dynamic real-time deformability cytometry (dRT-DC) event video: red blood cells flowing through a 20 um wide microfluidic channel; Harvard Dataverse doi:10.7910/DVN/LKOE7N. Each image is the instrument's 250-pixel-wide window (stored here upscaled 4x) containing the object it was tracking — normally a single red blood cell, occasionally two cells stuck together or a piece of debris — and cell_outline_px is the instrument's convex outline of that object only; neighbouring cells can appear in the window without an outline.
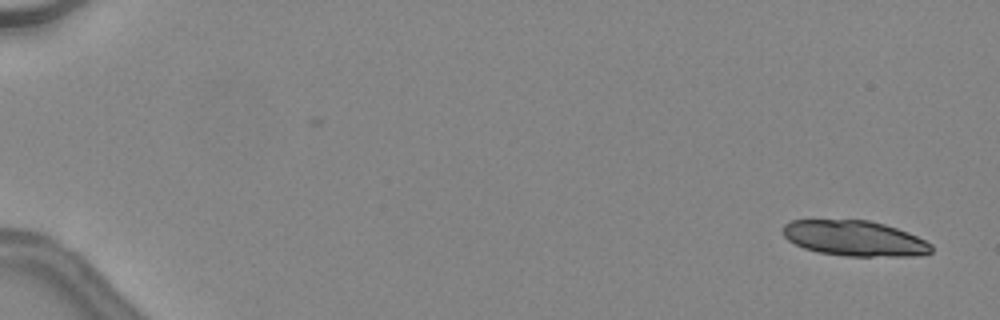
{"species": "common noctule bat (a hibernating species)", "species_latin": "Nyctalus noctula", "temperature_condition": "warm", "stored_images_in_passage": 24, "camera_frame_rate_fps": 3000, "um_per_image_px": 0.085, "animal": {"sex": "female", "body_mass_g": 24.6, "forearm_length_mm": 56.2}, "frame": {"image": 1, "passage_image": 2, "time_ms": 0.333, "image_size_px": [1000, 320], "cell_outline_px": [[932, 252], [916, 256], [844, 256], [820, 252], [804, 248], [788, 240], [784, 236], [784, 224], [792, 220], [868, 220], [884, 224], [908, 232], [932, 244]], "centroid_in_image_um": [72.66, 20.26], "position_along_channel_um": 12.3, "area_um2": 30.46}}